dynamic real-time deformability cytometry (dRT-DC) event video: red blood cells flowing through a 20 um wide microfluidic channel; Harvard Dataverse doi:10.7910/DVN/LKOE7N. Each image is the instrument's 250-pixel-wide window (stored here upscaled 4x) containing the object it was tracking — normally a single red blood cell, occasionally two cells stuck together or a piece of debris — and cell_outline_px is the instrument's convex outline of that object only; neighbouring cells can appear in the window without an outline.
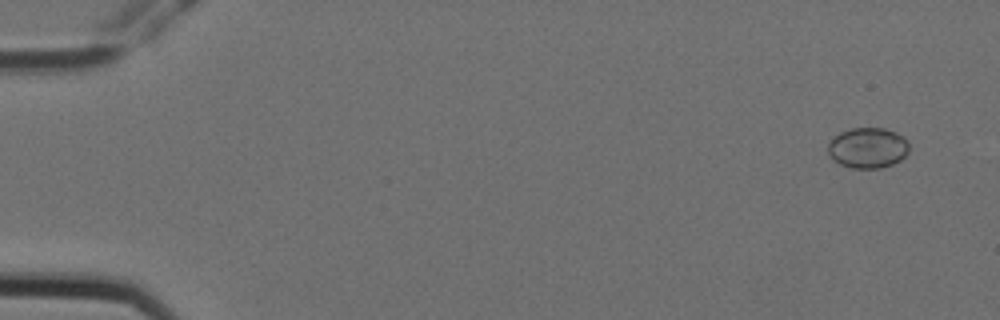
{"species": "Egyptian fruit bat (a non-hibernating species)", "species_latin": "Rousettus aegyptiacus", "temperature_condition": "cold", "stored_images_in_passage": 6, "segment_of_instrument_passage": [1, 2], "camera_frame_rate_fps": 3000, "um_per_image_px": 0.085, "animal": {"sex": "female"}, "frame": {"image": 1, "passage_image": 1, "time_ms": 0.0, "image_size_px": [1000, 320], "cell_outline_px": [[908, 152], [900, 160], [892, 164], [880, 168], [852, 168], [840, 164], [832, 160], [828, 152], [828, 140], [840, 132], [852, 128], [884, 128], [896, 132], [904, 136], [908, 140]], "centroid_in_image_um": [73.75, 12.56], "position_along_channel_um": 11.3, "area_um2": 19.36}}
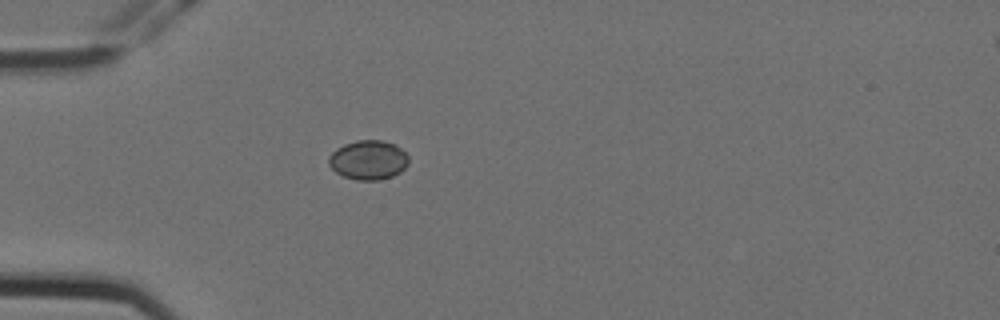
{"frame": {"image": 2, "passage_image": 5, "time_ms": 1.333, "image_size_px": [1000, 320], "cell_outline_px": [[408, 164], [400, 172], [392, 176], [376, 180], [356, 180], [344, 176], [336, 172], [328, 164], [328, 156], [336, 148], [344, 144], [356, 140], [384, 140], [396, 144], [408, 156]], "centroid_in_image_um": [31.29, 13.58], "position_along_channel_um": 53.7, "area_um2": 18.38}}